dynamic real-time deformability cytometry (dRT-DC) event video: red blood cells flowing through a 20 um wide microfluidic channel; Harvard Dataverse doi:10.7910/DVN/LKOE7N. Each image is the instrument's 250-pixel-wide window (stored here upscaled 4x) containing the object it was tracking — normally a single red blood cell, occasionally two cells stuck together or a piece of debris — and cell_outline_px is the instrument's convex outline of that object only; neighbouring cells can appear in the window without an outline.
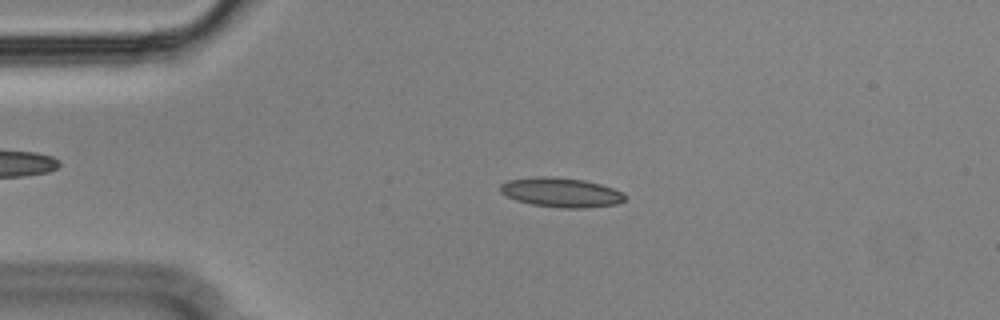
{"species": "Egyptian fruit bat (a non-hibernating species)", "species_latin": "Rousettus aegyptiacus", "temperature_condition": "cold", "stored_images_in_passage": 44, "camera_frame_rate_fps": 3000, "um_per_image_px": 0.085, "animal": {"sex": "male"}, "frame": {"image": 1, "passage_image": 1, "time_ms": 0.0, "image_size_px": [1000, 320], "cell_outline_px": [[624, 200], [616, 204], [584, 208], [560, 208], [532, 204], [516, 200], [500, 192], [500, 184], [508, 180], [536, 176], [544, 176], [584, 180], [600, 184], [612, 188], [620, 192], [624, 196]], "centroid_in_image_um": [47.65, 16.35], "position_along_channel_um": 37.4, "area_um2": 21.15}}
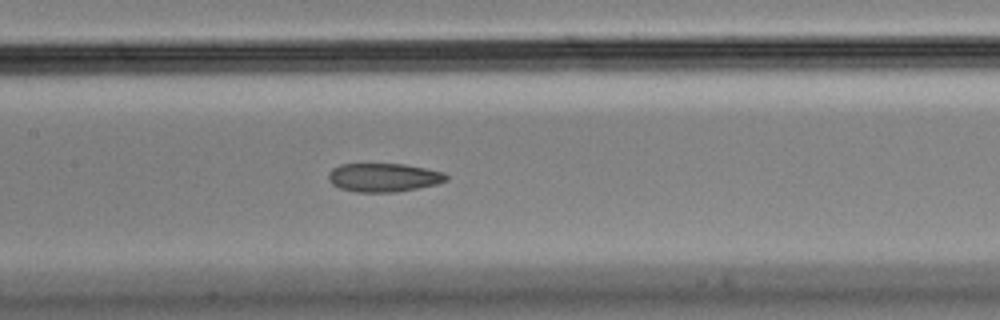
{"frame": {"image": 2, "passage_image": 15, "time_ms": 4.667, "image_size_px": [1000, 320], "cell_outline_px": [[448, 180], [436, 184], [396, 192], [356, 192], [340, 188], [332, 184], [328, 180], [328, 172], [332, 168], [340, 164], [404, 164], [444, 172], [448, 176]], "centroid_in_image_um": [32.58, 15.08], "position_along_channel_um": 174.8, "area_um2": 19.65}}
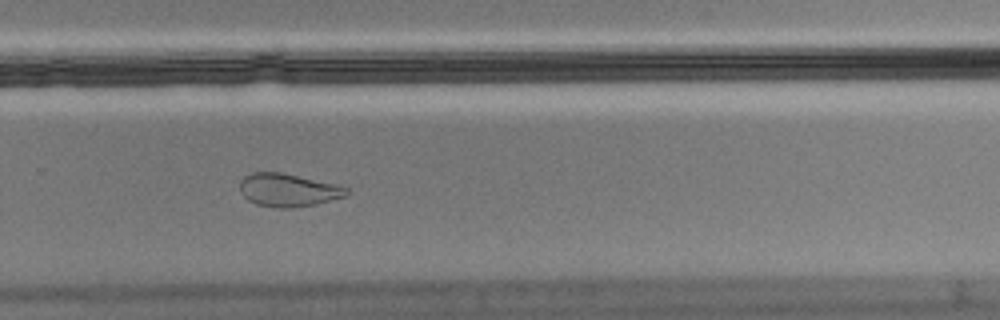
{"frame": {"image": 3, "passage_image": 26, "time_ms": 8.333, "image_size_px": [1000, 320], "cell_outline_px": [[352, 192], [348, 196], [316, 204], [292, 208], [276, 208], [256, 204], [248, 200], [240, 192], [240, 180], [244, 176], [252, 172], [280, 172], [336, 184], [348, 188]], "centroid_in_image_um": [24.52, 16.16], "position_along_channel_um": 305.3, "area_um2": 20.75}, "authors_computed_cell_mechanics": {"area_um2": 21.0103, "velocity_mm_per_s": 3.5721, "shape_relaxation_time_tau1_ms": null, "shape_relaxation_time_tau2_ms": 2.485, "deformation_change_tau1": null, "deformation_change_tau2": 0.081}}